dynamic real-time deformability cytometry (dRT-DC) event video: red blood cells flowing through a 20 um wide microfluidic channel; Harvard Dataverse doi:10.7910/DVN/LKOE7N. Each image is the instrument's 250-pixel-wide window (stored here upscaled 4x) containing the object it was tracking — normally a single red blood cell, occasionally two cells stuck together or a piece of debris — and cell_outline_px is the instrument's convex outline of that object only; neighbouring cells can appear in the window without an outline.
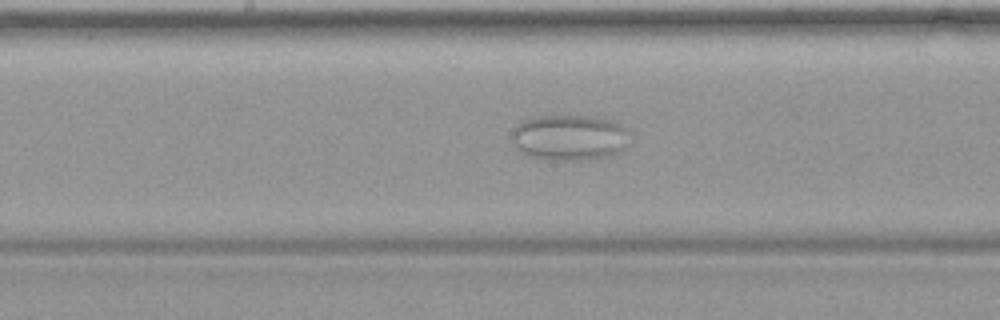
{"species": "common noctule bat (a hibernating species)", "species_latin": "Nyctalus noctula", "temperature_condition": "warm", "stored_images_in_passage": 48, "camera_frame_rate_fps": 3000, "um_per_image_px": 0.085, "animal": {"sex": "female", "body_mass_g": 19.9}, "frame": {"image": 1, "passage_image": 24, "time_ms": 7.667, "image_size_px": [1000, 320], "cell_outline_px": [[628, 132], [624, 148], [608, 156], [572, 160], [548, 160], [528, 156], [520, 152], [512, 136], [512, 132], [516, 124], [532, 116], [592, 116], [608, 120], [620, 124]], "centroid_in_image_um": [48.34, 11.68], "position_along_channel_um": 199.9, "area_um2": 31.04}}
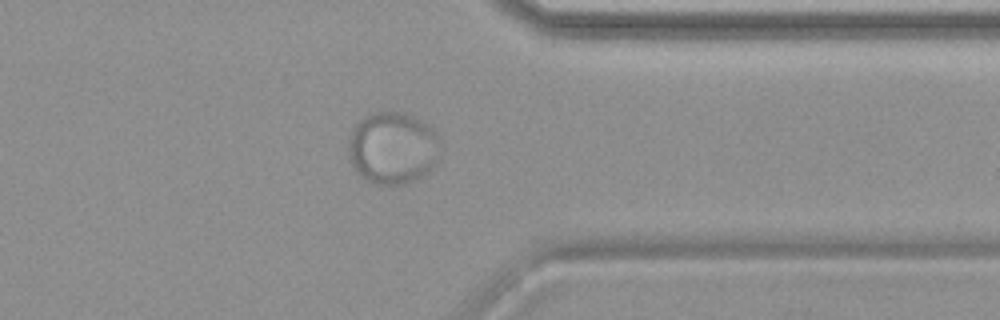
{"frame": {"image": 2, "passage_image": 38, "time_ms": 12.333, "image_size_px": [1000, 320], "cell_outline_px": [[436, 164], [424, 176], [408, 184], [376, 184], [368, 180], [356, 172], [348, 156], [348, 140], [352, 128], [364, 116], [372, 112], [404, 112], [416, 116], [428, 124], [436, 132]], "centroid_in_image_um": [33.34, 12.57], "position_along_channel_um": 378.1, "area_um2": 38.73}}